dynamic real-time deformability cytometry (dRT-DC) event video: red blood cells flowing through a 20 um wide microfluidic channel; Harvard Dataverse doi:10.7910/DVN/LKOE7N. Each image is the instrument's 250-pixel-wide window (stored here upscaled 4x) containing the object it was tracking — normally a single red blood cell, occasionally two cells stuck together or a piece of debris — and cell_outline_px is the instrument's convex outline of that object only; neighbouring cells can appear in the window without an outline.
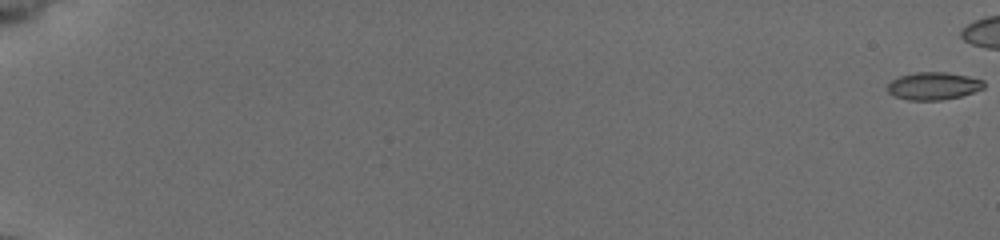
{"species": "common noctule bat (a hibernating species)", "species_latin": "Nyctalus noctula", "temperature_condition": "cold", "stored_images_in_passage": 50, "camera_frame_rate_fps": 3000, "um_per_image_px": 0.085, "animal": {"sex": "female", "body_mass_g": 19.5, "forearm_length_mm": 54.1}, "frame": {"image": 1, "passage_image": 1, "time_ms": 0.0, "image_size_px": [1000, 240], "cell_outline_px": [[984, 88], [960, 96], [940, 100], [908, 100], [892, 96], [888, 92], [888, 84], [892, 80], [900, 76], [916, 72], [948, 72], [968, 76], [984, 80]], "centroid_in_image_um": [79.33, 7.3], "position_along_channel_um": 5.7, "area_um2": 15.49}}
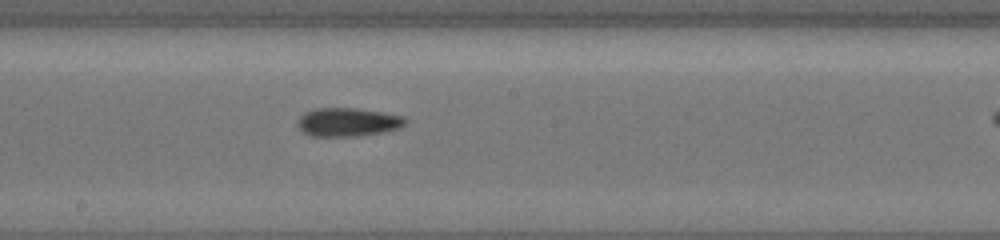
{"frame": {"image": 2, "passage_image": 34, "time_ms": 11.0, "image_size_px": [1000, 240], "cell_outline_px": [[408, 120], [400, 128], [380, 132], [356, 136], [312, 136], [304, 132], [296, 124], [296, 120], [304, 112], [316, 108], [356, 108], [384, 112], [404, 116]], "centroid_in_image_um": [29.55, 10.36], "position_along_channel_um": 218.6, "area_um2": 17.98}}
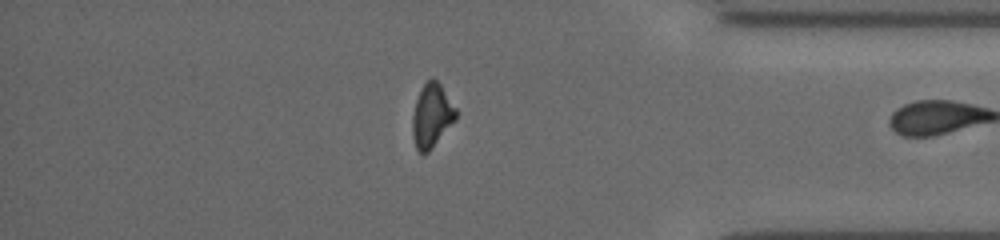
{"frame": {"image": 3, "passage_image": 49, "time_ms": 16.0, "image_size_px": [1000, 240], "cell_outline_px": [[456, 120], [432, 148], [424, 156], [416, 148], [412, 136], [412, 116], [416, 100], [424, 84], [432, 76], [440, 84], [456, 108]], "centroid_in_image_um": [36.69, 9.86], "position_along_channel_um": 398.5, "area_um2": 16.13}}